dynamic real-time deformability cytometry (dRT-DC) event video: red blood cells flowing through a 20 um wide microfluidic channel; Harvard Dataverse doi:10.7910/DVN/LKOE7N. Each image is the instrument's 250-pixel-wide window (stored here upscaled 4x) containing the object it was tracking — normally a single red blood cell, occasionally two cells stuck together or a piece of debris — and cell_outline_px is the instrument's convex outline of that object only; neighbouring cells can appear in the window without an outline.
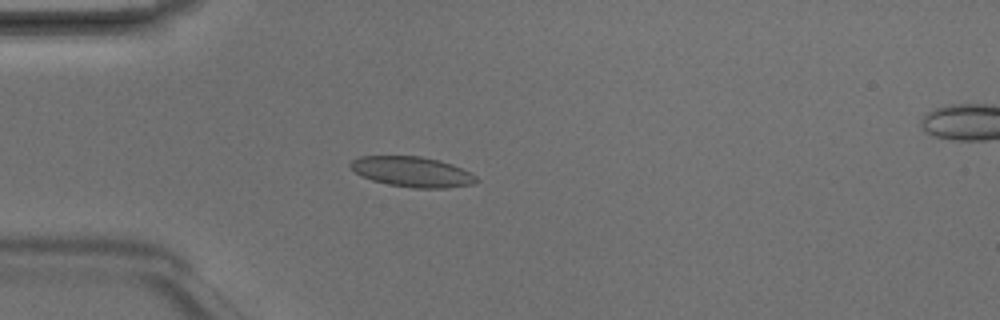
{"species": "Egyptian fruit bat (a non-hibernating species)", "species_latin": "Rousettus aegyptiacus", "temperature_condition": "room temperature", "stored_images_in_passage": 4, "camera_frame_rate_fps": 3000, "um_per_image_px": 0.085, "animal": {"sex": "male"}, "frame": {"image": 1, "passage_image": 3, "time_ms": 0.667, "image_size_px": [1000, 320], "cell_outline_px": [[480, 180], [472, 184], [448, 188], [412, 188], [388, 184], [372, 180], [360, 176], [348, 164], [352, 160], [360, 156], [420, 156], [440, 160], [452, 164], [476, 176]], "centroid_in_image_um": [35.03, 14.6], "position_along_channel_um": 50.0, "area_um2": 22.2}}